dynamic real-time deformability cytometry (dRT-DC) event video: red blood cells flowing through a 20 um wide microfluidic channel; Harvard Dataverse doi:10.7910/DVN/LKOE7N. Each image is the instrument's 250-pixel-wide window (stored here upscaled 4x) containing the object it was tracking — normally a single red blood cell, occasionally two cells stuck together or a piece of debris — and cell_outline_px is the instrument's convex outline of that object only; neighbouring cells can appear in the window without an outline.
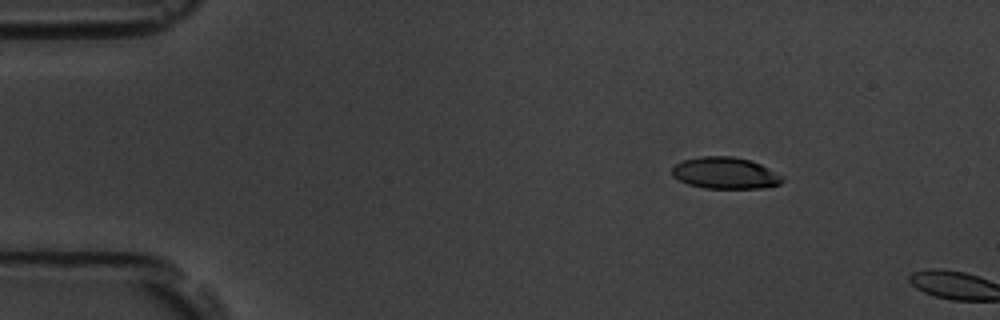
{"species": "common noctule bat (a hibernating species)", "species_latin": "Nyctalus noctula", "temperature_condition": "room temperature", "stored_images_in_passage": 4, "camera_frame_rate_fps": 3000, "um_per_image_px": 0.085, "animal": {"sex": "male", "body_mass_g": 19.5, "forearm_length_mm": 54.6}, "frame": {"image": 1, "passage_image": 3, "time_ms": 2.333, "image_size_px": [1000, 320], "cell_outline_px": [[784, 180], [780, 184], [764, 188], [704, 188], [688, 184], [672, 176], [672, 168], [676, 164], [684, 160], [700, 156], [732, 156], [748, 160], [760, 164], [784, 176]], "centroid_in_image_um": [61.66, 14.71], "position_along_channel_um": 23.3, "area_um2": 20.29}}